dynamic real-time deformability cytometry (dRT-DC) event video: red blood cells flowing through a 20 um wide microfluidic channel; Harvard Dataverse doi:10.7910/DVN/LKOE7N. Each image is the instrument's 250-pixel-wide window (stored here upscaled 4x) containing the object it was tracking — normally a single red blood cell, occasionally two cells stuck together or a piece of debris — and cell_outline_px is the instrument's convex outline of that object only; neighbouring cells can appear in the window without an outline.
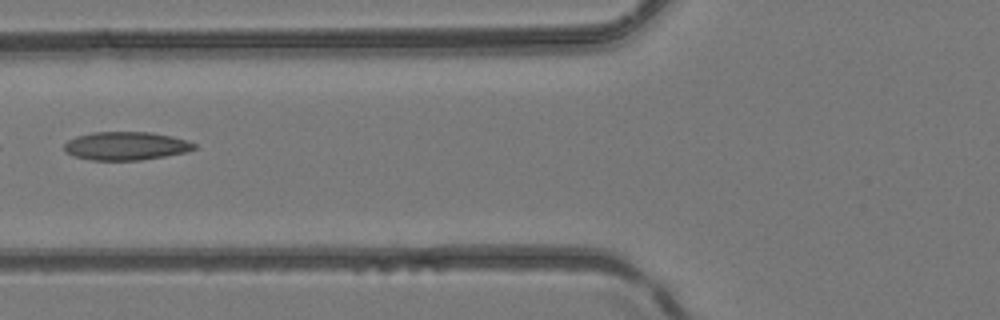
{"species": "common noctule bat (a hibernating species)", "species_latin": "Nyctalus noctula", "temperature_condition": "room temperature", "stored_images_in_passage": 5, "camera_frame_rate_fps": 3000, "um_per_image_px": 0.085, "animal": {"sex": "female", "body_mass_g": 24.6, "forearm_length_mm": 56.2}, "frame": {"image": 1, "passage_image": 5, "time_ms": 1.333, "image_size_px": [1000, 320], "cell_outline_px": [[196, 148], [184, 152], [164, 156], [140, 160], [92, 160], [72, 156], [64, 152], [64, 144], [68, 140], [76, 136], [92, 132], [152, 132], [172, 136], [188, 140], [196, 144]], "centroid_in_image_um": [10.67, 12.4], "position_along_channel_um": 115.1, "area_um2": 21.56}}